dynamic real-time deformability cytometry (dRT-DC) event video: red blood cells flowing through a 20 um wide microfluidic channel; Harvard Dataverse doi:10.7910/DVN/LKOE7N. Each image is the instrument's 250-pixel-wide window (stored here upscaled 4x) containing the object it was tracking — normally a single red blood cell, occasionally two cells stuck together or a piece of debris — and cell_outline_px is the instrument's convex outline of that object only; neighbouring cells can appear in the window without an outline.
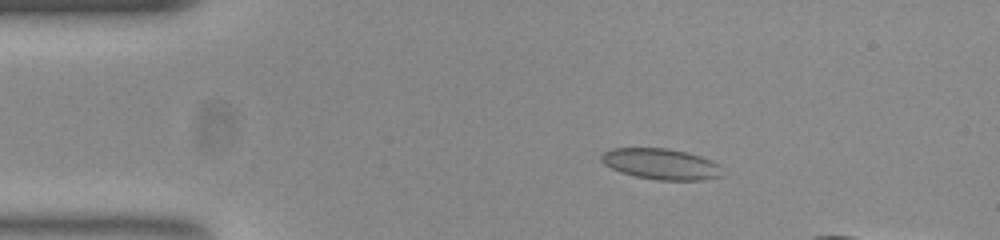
{"species": "common noctule bat (a hibernating species)", "species_latin": "Nyctalus noctula", "temperature_condition": "room temperature", "stored_images_in_passage": 47, "camera_frame_rate_fps": 3000, "um_per_image_px": 0.085, "animal": {"sex": "female", "body_mass_g": 23.0, "forearm_length_mm": 53.4}, "frame": {"image": 1, "passage_image": 9, "time_ms": 2.667, "image_size_px": [1000, 240], "cell_outline_px": [[720, 176], [700, 180], [660, 180], [636, 176], [612, 168], [604, 164], [600, 160], [600, 156], [604, 152], [612, 148], [668, 148], [700, 156], [716, 164]], "centroid_in_image_um": [56.1, 13.93], "position_along_channel_um": 28.9, "area_um2": 21.15}}
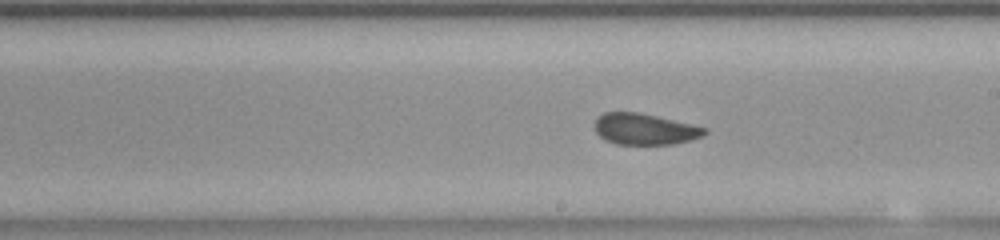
{"frame": {"image": 2, "passage_image": 29, "time_ms": 9.333, "image_size_px": [1000, 240], "cell_outline_px": [[708, 132], [700, 136], [688, 140], [672, 144], [616, 144], [600, 136], [596, 132], [596, 120], [604, 112], [640, 112], [708, 128]], "centroid_in_image_um": [54.81, 10.96], "position_along_channel_um": 234.2, "area_um2": 19.65}}
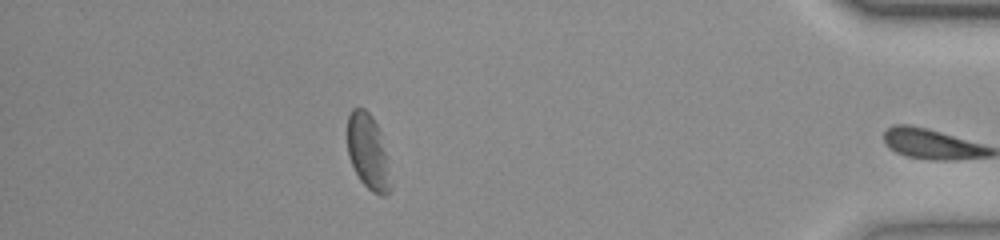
{"frame": {"image": 3, "passage_image": 46, "time_ms": 15.0, "image_size_px": [1000, 240], "cell_outline_px": [[392, 188], [384, 196], [372, 192], [360, 180], [352, 164], [348, 152], [348, 116], [352, 108], [364, 108], [372, 116], [376, 124], [384, 152]], "centroid_in_image_um": [31.25, 12.91], "position_along_channel_um": 403.9, "area_um2": 18.21}, "authors_computed_cell_mechanics": {"area_um2": 20.8658, "velocity_mm_per_s": 3.8706, "shape_relaxation_time_tau1_ms": null, "shape_relaxation_time_tau2_ms": 1.0178, "deformation_change_tau1": null, "deformation_change_tau2": 0.0613}}